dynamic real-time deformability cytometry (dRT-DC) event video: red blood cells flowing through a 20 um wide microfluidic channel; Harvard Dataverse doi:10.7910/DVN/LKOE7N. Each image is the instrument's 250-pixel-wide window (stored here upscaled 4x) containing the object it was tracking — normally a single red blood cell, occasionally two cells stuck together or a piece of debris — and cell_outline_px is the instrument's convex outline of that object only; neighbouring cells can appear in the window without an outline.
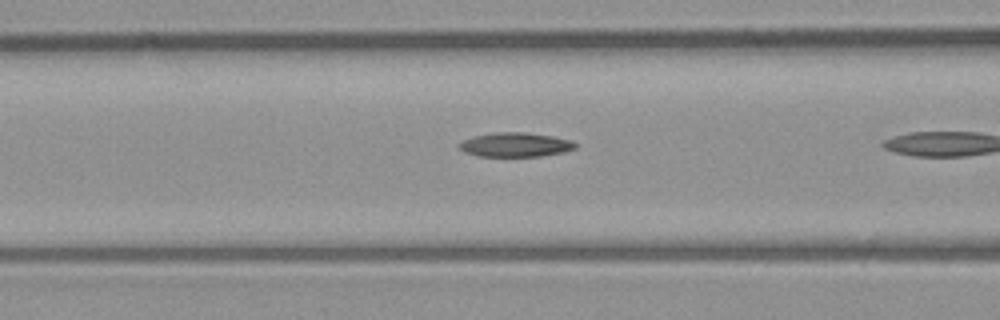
{"species": "common noctule bat (a hibernating species)", "species_latin": "Nyctalus noctula", "temperature_condition": "room temperature", "stored_images_in_passage": 7, "camera_frame_rate_fps": 3000, "um_per_image_px": 0.085, "animal": {"sex": "male", "body_mass_g": 23.1, "forearm_length_mm": 52.7}, "frame": {"image": 1, "passage_image": 6, "time_ms": 1.667, "image_size_px": [1000, 320], "cell_outline_px": [[576, 148], [564, 152], [540, 156], [476, 156], [464, 152], [460, 148], [460, 144], [464, 140], [472, 136], [496, 132], [524, 132], [552, 136], [572, 140], [576, 144]], "centroid_in_image_um": [43.82, 12.3], "position_along_channel_um": 122.8, "area_um2": 16.36}}